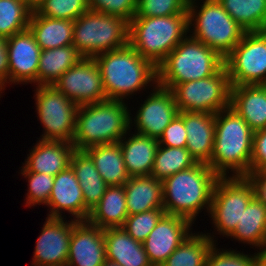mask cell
<instances>
[{
    "label": "cell",
    "mask_w": 266,
    "mask_h": 266,
    "mask_svg": "<svg viewBox=\"0 0 266 266\" xmlns=\"http://www.w3.org/2000/svg\"><path fill=\"white\" fill-rule=\"evenodd\" d=\"M253 136L254 131L231 107L220 110L215 114L210 168L219 177L244 176L251 170ZM229 171L232 175H228Z\"/></svg>",
    "instance_id": "cell-1"
},
{
    "label": "cell",
    "mask_w": 266,
    "mask_h": 266,
    "mask_svg": "<svg viewBox=\"0 0 266 266\" xmlns=\"http://www.w3.org/2000/svg\"><path fill=\"white\" fill-rule=\"evenodd\" d=\"M219 176L206 163H196L162 181L166 214L187 218L192 223L202 209L210 212ZM205 207V208H204Z\"/></svg>",
    "instance_id": "cell-2"
},
{
    "label": "cell",
    "mask_w": 266,
    "mask_h": 266,
    "mask_svg": "<svg viewBox=\"0 0 266 266\" xmlns=\"http://www.w3.org/2000/svg\"><path fill=\"white\" fill-rule=\"evenodd\" d=\"M99 66L108 100H121L157 84V67L127 44L121 49L99 53L94 57Z\"/></svg>",
    "instance_id": "cell-3"
},
{
    "label": "cell",
    "mask_w": 266,
    "mask_h": 266,
    "mask_svg": "<svg viewBox=\"0 0 266 266\" xmlns=\"http://www.w3.org/2000/svg\"><path fill=\"white\" fill-rule=\"evenodd\" d=\"M124 100H105L79 106L72 144L75 150L119 142L133 123ZM132 121V122H131Z\"/></svg>",
    "instance_id": "cell-4"
},
{
    "label": "cell",
    "mask_w": 266,
    "mask_h": 266,
    "mask_svg": "<svg viewBox=\"0 0 266 266\" xmlns=\"http://www.w3.org/2000/svg\"><path fill=\"white\" fill-rule=\"evenodd\" d=\"M224 67V58L191 35L186 36L157 66V84L173 89L177 84L205 79Z\"/></svg>",
    "instance_id": "cell-5"
},
{
    "label": "cell",
    "mask_w": 266,
    "mask_h": 266,
    "mask_svg": "<svg viewBox=\"0 0 266 266\" xmlns=\"http://www.w3.org/2000/svg\"><path fill=\"white\" fill-rule=\"evenodd\" d=\"M188 11L171 16L133 17L128 44L156 67L189 33Z\"/></svg>",
    "instance_id": "cell-6"
},
{
    "label": "cell",
    "mask_w": 266,
    "mask_h": 266,
    "mask_svg": "<svg viewBox=\"0 0 266 266\" xmlns=\"http://www.w3.org/2000/svg\"><path fill=\"white\" fill-rule=\"evenodd\" d=\"M195 1L189 0L188 3L189 31L193 30V34L189 35L225 58L241 41L246 33L245 29L228 14L218 0H203L200 7L196 6Z\"/></svg>",
    "instance_id": "cell-7"
},
{
    "label": "cell",
    "mask_w": 266,
    "mask_h": 266,
    "mask_svg": "<svg viewBox=\"0 0 266 266\" xmlns=\"http://www.w3.org/2000/svg\"><path fill=\"white\" fill-rule=\"evenodd\" d=\"M129 22L88 10L74 20L73 46L83 58L121 49L128 44Z\"/></svg>",
    "instance_id": "cell-8"
},
{
    "label": "cell",
    "mask_w": 266,
    "mask_h": 266,
    "mask_svg": "<svg viewBox=\"0 0 266 266\" xmlns=\"http://www.w3.org/2000/svg\"><path fill=\"white\" fill-rule=\"evenodd\" d=\"M36 87L35 107L44 126V134L39 139L72 143L79 106L53 85Z\"/></svg>",
    "instance_id": "cell-9"
},
{
    "label": "cell",
    "mask_w": 266,
    "mask_h": 266,
    "mask_svg": "<svg viewBox=\"0 0 266 266\" xmlns=\"http://www.w3.org/2000/svg\"><path fill=\"white\" fill-rule=\"evenodd\" d=\"M230 91L225 66L210 77L177 84L172 89L179 111L214 114L230 107Z\"/></svg>",
    "instance_id": "cell-10"
},
{
    "label": "cell",
    "mask_w": 266,
    "mask_h": 266,
    "mask_svg": "<svg viewBox=\"0 0 266 266\" xmlns=\"http://www.w3.org/2000/svg\"><path fill=\"white\" fill-rule=\"evenodd\" d=\"M231 86L266 82V31L246 32L224 58Z\"/></svg>",
    "instance_id": "cell-11"
},
{
    "label": "cell",
    "mask_w": 266,
    "mask_h": 266,
    "mask_svg": "<svg viewBox=\"0 0 266 266\" xmlns=\"http://www.w3.org/2000/svg\"><path fill=\"white\" fill-rule=\"evenodd\" d=\"M253 198L251 186L243 176L219 177L212 195L210 215L215 231L229 236Z\"/></svg>",
    "instance_id": "cell-12"
},
{
    "label": "cell",
    "mask_w": 266,
    "mask_h": 266,
    "mask_svg": "<svg viewBox=\"0 0 266 266\" xmlns=\"http://www.w3.org/2000/svg\"><path fill=\"white\" fill-rule=\"evenodd\" d=\"M53 86L78 106L107 100L100 69L94 58H82Z\"/></svg>",
    "instance_id": "cell-13"
},
{
    "label": "cell",
    "mask_w": 266,
    "mask_h": 266,
    "mask_svg": "<svg viewBox=\"0 0 266 266\" xmlns=\"http://www.w3.org/2000/svg\"><path fill=\"white\" fill-rule=\"evenodd\" d=\"M152 90L137 111L134 124L138 134L159 139L179 109L171 89L156 84Z\"/></svg>",
    "instance_id": "cell-14"
},
{
    "label": "cell",
    "mask_w": 266,
    "mask_h": 266,
    "mask_svg": "<svg viewBox=\"0 0 266 266\" xmlns=\"http://www.w3.org/2000/svg\"><path fill=\"white\" fill-rule=\"evenodd\" d=\"M68 222L46 217L33 252V266H66L74 220Z\"/></svg>",
    "instance_id": "cell-15"
},
{
    "label": "cell",
    "mask_w": 266,
    "mask_h": 266,
    "mask_svg": "<svg viewBox=\"0 0 266 266\" xmlns=\"http://www.w3.org/2000/svg\"><path fill=\"white\" fill-rule=\"evenodd\" d=\"M187 218L165 214L143 242L144 250L153 266H161L176 248L192 233Z\"/></svg>",
    "instance_id": "cell-16"
},
{
    "label": "cell",
    "mask_w": 266,
    "mask_h": 266,
    "mask_svg": "<svg viewBox=\"0 0 266 266\" xmlns=\"http://www.w3.org/2000/svg\"><path fill=\"white\" fill-rule=\"evenodd\" d=\"M9 83H36L41 47L30 29L7 38Z\"/></svg>",
    "instance_id": "cell-17"
},
{
    "label": "cell",
    "mask_w": 266,
    "mask_h": 266,
    "mask_svg": "<svg viewBox=\"0 0 266 266\" xmlns=\"http://www.w3.org/2000/svg\"><path fill=\"white\" fill-rule=\"evenodd\" d=\"M105 260L104 229L74 220L66 266H102Z\"/></svg>",
    "instance_id": "cell-18"
},
{
    "label": "cell",
    "mask_w": 266,
    "mask_h": 266,
    "mask_svg": "<svg viewBox=\"0 0 266 266\" xmlns=\"http://www.w3.org/2000/svg\"><path fill=\"white\" fill-rule=\"evenodd\" d=\"M47 205L50 207V218H63L62 211H67L73 220H87L90 211L84 205L82 188L71 166L54 176Z\"/></svg>",
    "instance_id": "cell-19"
},
{
    "label": "cell",
    "mask_w": 266,
    "mask_h": 266,
    "mask_svg": "<svg viewBox=\"0 0 266 266\" xmlns=\"http://www.w3.org/2000/svg\"><path fill=\"white\" fill-rule=\"evenodd\" d=\"M75 147L64 141L40 140L25 159L24 166L28 172L45 173L56 176L70 166V159Z\"/></svg>",
    "instance_id": "cell-20"
},
{
    "label": "cell",
    "mask_w": 266,
    "mask_h": 266,
    "mask_svg": "<svg viewBox=\"0 0 266 266\" xmlns=\"http://www.w3.org/2000/svg\"><path fill=\"white\" fill-rule=\"evenodd\" d=\"M187 132L186 149L198 163L208 164L212 158L215 138V114L183 112Z\"/></svg>",
    "instance_id": "cell-21"
},
{
    "label": "cell",
    "mask_w": 266,
    "mask_h": 266,
    "mask_svg": "<svg viewBox=\"0 0 266 266\" xmlns=\"http://www.w3.org/2000/svg\"><path fill=\"white\" fill-rule=\"evenodd\" d=\"M230 107L254 132L266 128V87L263 84L231 86Z\"/></svg>",
    "instance_id": "cell-22"
},
{
    "label": "cell",
    "mask_w": 266,
    "mask_h": 266,
    "mask_svg": "<svg viewBox=\"0 0 266 266\" xmlns=\"http://www.w3.org/2000/svg\"><path fill=\"white\" fill-rule=\"evenodd\" d=\"M106 259L121 266H153L143 243L134 240L123 227L104 229Z\"/></svg>",
    "instance_id": "cell-23"
},
{
    "label": "cell",
    "mask_w": 266,
    "mask_h": 266,
    "mask_svg": "<svg viewBox=\"0 0 266 266\" xmlns=\"http://www.w3.org/2000/svg\"><path fill=\"white\" fill-rule=\"evenodd\" d=\"M119 144L128 175L130 177L150 175L159 146L158 139L135 132L129 138L123 137Z\"/></svg>",
    "instance_id": "cell-24"
},
{
    "label": "cell",
    "mask_w": 266,
    "mask_h": 266,
    "mask_svg": "<svg viewBox=\"0 0 266 266\" xmlns=\"http://www.w3.org/2000/svg\"><path fill=\"white\" fill-rule=\"evenodd\" d=\"M128 215L163 209L162 181L148 176H133L124 184Z\"/></svg>",
    "instance_id": "cell-25"
},
{
    "label": "cell",
    "mask_w": 266,
    "mask_h": 266,
    "mask_svg": "<svg viewBox=\"0 0 266 266\" xmlns=\"http://www.w3.org/2000/svg\"><path fill=\"white\" fill-rule=\"evenodd\" d=\"M84 151L108 186L124 185L129 180L119 142L94 145Z\"/></svg>",
    "instance_id": "cell-26"
},
{
    "label": "cell",
    "mask_w": 266,
    "mask_h": 266,
    "mask_svg": "<svg viewBox=\"0 0 266 266\" xmlns=\"http://www.w3.org/2000/svg\"><path fill=\"white\" fill-rule=\"evenodd\" d=\"M127 216L124 185L108 186L99 203L90 211L87 221L102 229L122 227Z\"/></svg>",
    "instance_id": "cell-27"
},
{
    "label": "cell",
    "mask_w": 266,
    "mask_h": 266,
    "mask_svg": "<svg viewBox=\"0 0 266 266\" xmlns=\"http://www.w3.org/2000/svg\"><path fill=\"white\" fill-rule=\"evenodd\" d=\"M70 166L82 188L84 205L91 211L99 203L108 185L95 168L93 160L84 150H75L72 153Z\"/></svg>",
    "instance_id": "cell-28"
},
{
    "label": "cell",
    "mask_w": 266,
    "mask_h": 266,
    "mask_svg": "<svg viewBox=\"0 0 266 266\" xmlns=\"http://www.w3.org/2000/svg\"><path fill=\"white\" fill-rule=\"evenodd\" d=\"M28 28L41 50L73 45L74 21L48 18L32 11Z\"/></svg>",
    "instance_id": "cell-29"
},
{
    "label": "cell",
    "mask_w": 266,
    "mask_h": 266,
    "mask_svg": "<svg viewBox=\"0 0 266 266\" xmlns=\"http://www.w3.org/2000/svg\"><path fill=\"white\" fill-rule=\"evenodd\" d=\"M82 58L73 45L42 50L37 69V86L53 85Z\"/></svg>",
    "instance_id": "cell-30"
},
{
    "label": "cell",
    "mask_w": 266,
    "mask_h": 266,
    "mask_svg": "<svg viewBox=\"0 0 266 266\" xmlns=\"http://www.w3.org/2000/svg\"><path fill=\"white\" fill-rule=\"evenodd\" d=\"M228 237L263 249L266 246V206L252 198Z\"/></svg>",
    "instance_id": "cell-31"
},
{
    "label": "cell",
    "mask_w": 266,
    "mask_h": 266,
    "mask_svg": "<svg viewBox=\"0 0 266 266\" xmlns=\"http://www.w3.org/2000/svg\"><path fill=\"white\" fill-rule=\"evenodd\" d=\"M206 234L191 233L161 266H205L208 253L216 242L211 234Z\"/></svg>",
    "instance_id": "cell-32"
},
{
    "label": "cell",
    "mask_w": 266,
    "mask_h": 266,
    "mask_svg": "<svg viewBox=\"0 0 266 266\" xmlns=\"http://www.w3.org/2000/svg\"><path fill=\"white\" fill-rule=\"evenodd\" d=\"M246 32L266 31V0H218Z\"/></svg>",
    "instance_id": "cell-33"
},
{
    "label": "cell",
    "mask_w": 266,
    "mask_h": 266,
    "mask_svg": "<svg viewBox=\"0 0 266 266\" xmlns=\"http://www.w3.org/2000/svg\"><path fill=\"white\" fill-rule=\"evenodd\" d=\"M186 147H166L159 145L150 175L163 181L182 170L196 164Z\"/></svg>",
    "instance_id": "cell-34"
},
{
    "label": "cell",
    "mask_w": 266,
    "mask_h": 266,
    "mask_svg": "<svg viewBox=\"0 0 266 266\" xmlns=\"http://www.w3.org/2000/svg\"><path fill=\"white\" fill-rule=\"evenodd\" d=\"M32 11L25 0H0V35L8 38L28 29Z\"/></svg>",
    "instance_id": "cell-35"
},
{
    "label": "cell",
    "mask_w": 266,
    "mask_h": 266,
    "mask_svg": "<svg viewBox=\"0 0 266 266\" xmlns=\"http://www.w3.org/2000/svg\"><path fill=\"white\" fill-rule=\"evenodd\" d=\"M88 10V0H42L33 9L40 16L71 21H74Z\"/></svg>",
    "instance_id": "cell-36"
},
{
    "label": "cell",
    "mask_w": 266,
    "mask_h": 266,
    "mask_svg": "<svg viewBox=\"0 0 266 266\" xmlns=\"http://www.w3.org/2000/svg\"><path fill=\"white\" fill-rule=\"evenodd\" d=\"M165 214L164 209H152L128 215L122 227L134 240L143 243Z\"/></svg>",
    "instance_id": "cell-37"
},
{
    "label": "cell",
    "mask_w": 266,
    "mask_h": 266,
    "mask_svg": "<svg viewBox=\"0 0 266 266\" xmlns=\"http://www.w3.org/2000/svg\"><path fill=\"white\" fill-rule=\"evenodd\" d=\"M21 174L28 179V193L26 194V207L47 205L54 184V176L45 173L28 172L23 167Z\"/></svg>",
    "instance_id": "cell-38"
},
{
    "label": "cell",
    "mask_w": 266,
    "mask_h": 266,
    "mask_svg": "<svg viewBox=\"0 0 266 266\" xmlns=\"http://www.w3.org/2000/svg\"><path fill=\"white\" fill-rule=\"evenodd\" d=\"M189 0H137L134 17L171 16L186 13Z\"/></svg>",
    "instance_id": "cell-39"
},
{
    "label": "cell",
    "mask_w": 266,
    "mask_h": 266,
    "mask_svg": "<svg viewBox=\"0 0 266 266\" xmlns=\"http://www.w3.org/2000/svg\"><path fill=\"white\" fill-rule=\"evenodd\" d=\"M216 244L210 249L205 266H258V254L252 256L233 250L216 248Z\"/></svg>",
    "instance_id": "cell-40"
},
{
    "label": "cell",
    "mask_w": 266,
    "mask_h": 266,
    "mask_svg": "<svg viewBox=\"0 0 266 266\" xmlns=\"http://www.w3.org/2000/svg\"><path fill=\"white\" fill-rule=\"evenodd\" d=\"M89 10L118 16L130 22L136 14L137 0H88Z\"/></svg>",
    "instance_id": "cell-41"
},
{
    "label": "cell",
    "mask_w": 266,
    "mask_h": 266,
    "mask_svg": "<svg viewBox=\"0 0 266 266\" xmlns=\"http://www.w3.org/2000/svg\"><path fill=\"white\" fill-rule=\"evenodd\" d=\"M159 145L166 147H186L187 132L184 126L183 111H179L177 116L164 129L162 136L158 139Z\"/></svg>",
    "instance_id": "cell-42"
},
{
    "label": "cell",
    "mask_w": 266,
    "mask_h": 266,
    "mask_svg": "<svg viewBox=\"0 0 266 266\" xmlns=\"http://www.w3.org/2000/svg\"><path fill=\"white\" fill-rule=\"evenodd\" d=\"M243 177L251 186L253 198L266 206V169H251Z\"/></svg>",
    "instance_id": "cell-43"
},
{
    "label": "cell",
    "mask_w": 266,
    "mask_h": 266,
    "mask_svg": "<svg viewBox=\"0 0 266 266\" xmlns=\"http://www.w3.org/2000/svg\"><path fill=\"white\" fill-rule=\"evenodd\" d=\"M251 169H266V128L254 132Z\"/></svg>",
    "instance_id": "cell-44"
},
{
    "label": "cell",
    "mask_w": 266,
    "mask_h": 266,
    "mask_svg": "<svg viewBox=\"0 0 266 266\" xmlns=\"http://www.w3.org/2000/svg\"><path fill=\"white\" fill-rule=\"evenodd\" d=\"M7 45V38L0 35V79L5 84L9 83V60Z\"/></svg>",
    "instance_id": "cell-45"
},
{
    "label": "cell",
    "mask_w": 266,
    "mask_h": 266,
    "mask_svg": "<svg viewBox=\"0 0 266 266\" xmlns=\"http://www.w3.org/2000/svg\"><path fill=\"white\" fill-rule=\"evenodd\" d=\"M258 254V266H266V246L257 252Z\"/></svg>",
    "instance_id": "cell-46"
},
{
    "label": "cell",
    "mask_w": 266,
    "mask_h": 266,
    "mask_svg": "<svg viewBox=\"0 0 266 266\" xmlns=\"http://www.w3.org/2000/svg\"><path fill=\"white\" fill-rule=\"evenodd\" d=\"M42 0H25V2L32 8L34 9L37 4H39Z\"/></svg>",
    "instance_id": "cell-47"
},
{
    "label": "cell",
    "mask_w": 266,
    "mask_h": 266,
    "mask_svg": "<svg viewBox=\"0 0 266 266\" xmlns=\"http://www.w3.org/2000/svg\"><path fill=\"white\" fill-rule=\"evenodd\" d=\"M102 266H121V265L116 262L106 259Z\"/></svg>",
    "instance_id": "cell-48"
},
{
    "label": "cell",
    "mask_w": 266,
    "mask_h": 266,
    "mask_svg": "<svg viewBox=\"0 0 266 266\" xmlns=\"http://www.w3.org/2000/svg\"><path fill=\"white\" fill-rule=\"evenodd\" d=\"M6 84L0 79V93L3 92V90L5 89V86ZM3 89V90H2ZM2 91V92H1ZM1 96V95H0Z\"/></svg>",
    "instance_id": "cell-49"
}]
</instances>
